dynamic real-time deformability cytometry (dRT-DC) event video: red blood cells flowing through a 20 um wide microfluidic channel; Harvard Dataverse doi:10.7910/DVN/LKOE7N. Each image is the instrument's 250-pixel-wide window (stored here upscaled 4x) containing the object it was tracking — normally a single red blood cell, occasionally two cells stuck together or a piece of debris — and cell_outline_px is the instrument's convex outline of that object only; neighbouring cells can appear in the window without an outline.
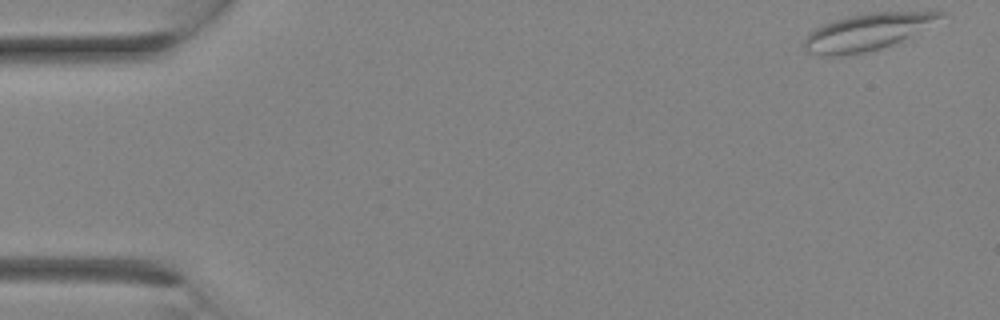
{"species": "Egyptian fruit bat (a non-hibernating species)", "species_latin": "Rousettus aegyptiacus", "temperature_condition": "room temperature", "stored_images_in_passage": 17, "camera_frame_rate_fps": 3000, "um_per_image_px": 0.085, "animal": {"sex": "female"}, "frame": {"image": 1, "passage_image": 1, "time_ms": 0.0, "image_size_px": [1000, 320], "cell_outline_px": [[944, 16], [908, 36], [892, 44], [880, 48], [864, 52], [840, 56], [820, 56], [808, 52], [804, 48], [804, 40], [816, 28], [824, 24], [836, 20], [852, 16], [872, 12], [944, 12]], "centroid_in_image_um": [73.62, 2.73], "position_along_channel_um": 11.4, "area_um2": 28.03}}
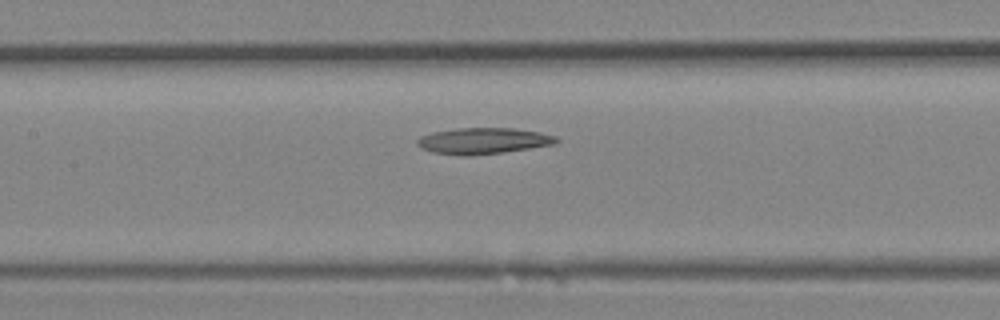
{"frame": {"image": 2, "passage_image": 13, "time_ms": 4.0, "image_size_px": [1000, 320], "cell_outline_px": [[560, 140], [556, 144], [504, 152], [468, 156], [460, 156], [432, 152], [420, 148], [416, 144], [416, 140], [420, 136], [432, 132], [456, 128], [512, 128], [540, 132], [556, 136]], "centroid_in_image_um": [41.05, 11.98], "position_along_channel_um": 166.3, "area_um2": 21.44}}
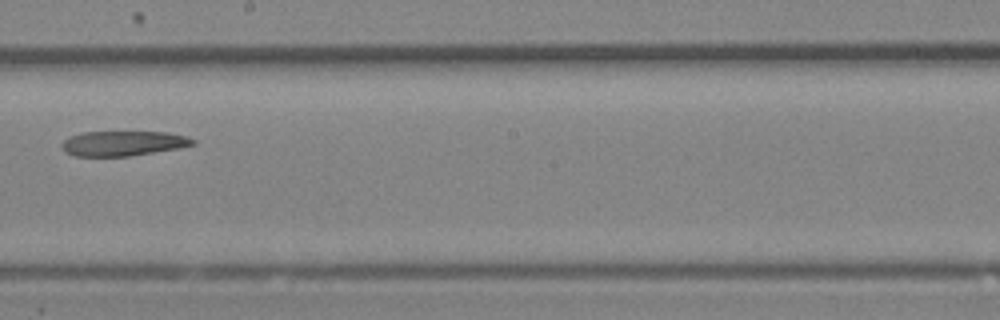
{"frame": {"image": 3, "passage_image": 16, "time_ms": 5.0, "image_size_px": [1000, 320], "cell_outline_px": [[196, 144], [180, 148], [128, 156], [72, 156], [64, 152], [60, 144], [68, 136], [84, 132], [168, 132], [184, 136], [196, 140]], "centroid_in_image_um": [10.43, 12.19], "position_along_channel_um": 237.8, "area_um2": 19.13}}